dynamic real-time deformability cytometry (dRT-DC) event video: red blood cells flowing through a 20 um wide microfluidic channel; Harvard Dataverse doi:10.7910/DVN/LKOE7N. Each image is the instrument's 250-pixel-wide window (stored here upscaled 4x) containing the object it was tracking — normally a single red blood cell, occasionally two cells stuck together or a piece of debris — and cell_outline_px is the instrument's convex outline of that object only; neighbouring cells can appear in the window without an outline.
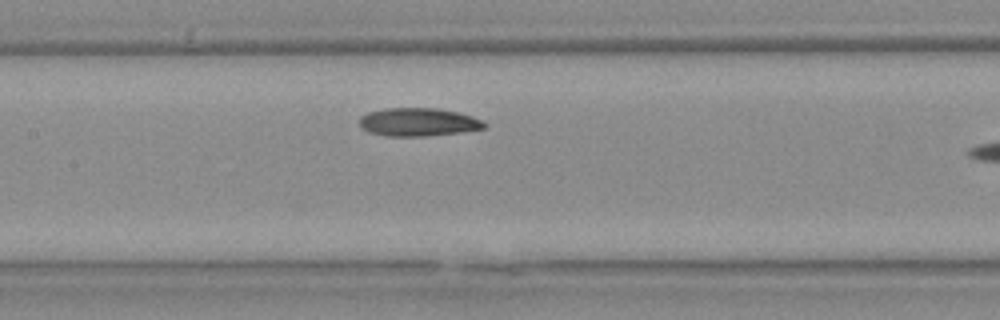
{"species": "Egyptian fruit bat (a non-hibernating species)", "species_latin": "Rousettus aegyptiacus", "temperature_condition": "warm", "stored_images_in_passage": 8, "camera_frame_rate_fps": 3000, "um_per_image_px": 0.085, "animal": {"sex": "female"}, "frame": {"image": 1, "passage_image": 5, "time_ms": 1.333, "image_size_px": [1000, 320], "cell_outline_px": [[488, 128], [460, 132], [424, 136], [388, 136], [368, 132], [360, 124], [360, 116], [368, 112], [384, 108], [436, 108], [460, 112], [472, 116], [488, 124]], "centroid_in_image_um": [35.58, 10.37], "position_along_channel_um": 171.8, "area_um2": 20.58}}